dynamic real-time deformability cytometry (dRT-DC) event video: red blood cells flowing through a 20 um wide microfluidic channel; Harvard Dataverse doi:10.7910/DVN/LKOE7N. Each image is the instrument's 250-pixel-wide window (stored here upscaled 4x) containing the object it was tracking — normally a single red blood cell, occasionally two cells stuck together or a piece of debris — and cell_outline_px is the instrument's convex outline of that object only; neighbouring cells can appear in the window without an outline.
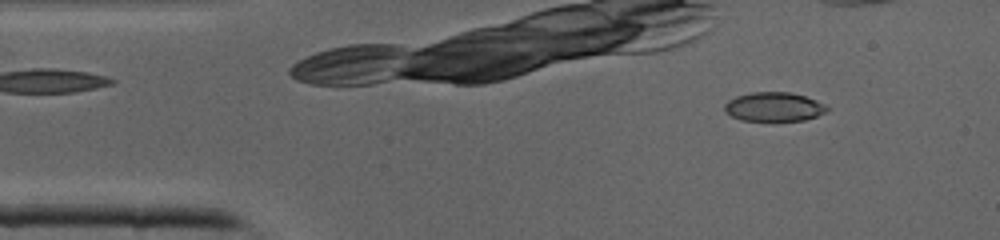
{"species": "common noctule bat (a hibernating species)", "species_latin": "Nyctalus noctula", "temperature_condition": "cold", "stored_images_in_passage": 29, "camera_frame_rate_fps": 3000, "um_per_image_px": 0.085, "animal": {"sex": "male", "body_mass_g": 19.0, "forearm_length_mm": 50.8}, "frame": {"image": 1, "passage_image": 1, "time_ms": 0.0, "image_size_px": [1000, 240], "cell_outline_px": [[828, 112], [804, 120], [772, 124], [740, 120], [724, 112], [724, 104], [728, 100], [736, 96], [752, 92], [788, 92], [804, 96], [824, 104], [828, 108]], "centroid_in_image_um": [65.74, 9.14], "position_along_channel_um": 19.3, "area_um2": 18.15}}
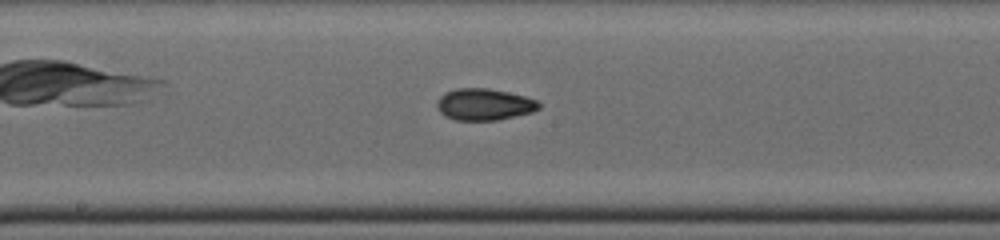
{"frame": {"image": 2, "passage_image": 17, "time_ms": 5.333, "image_size_px": [1000, 240], "cell_outline_px": [[540, 108], [532, 112], [496, 120], [456, 120], [444, 116], [436, 108], [436, 100], [444, 92], [456, 88], [488, 88], [508, 92], [524, 96], [536, 100], [540, 104]], "centroid_in_image_um": [41.11, 8.87], "position_along_channel_um": 207.1, "area_um2": 18.9}}
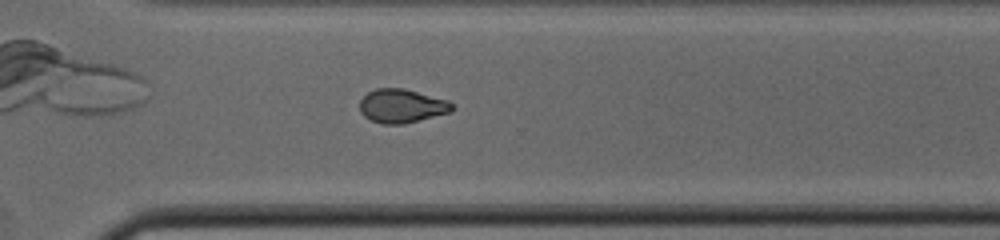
{"frame": {"image": 3, "passage_image": 25, "time_ms": 8.0, "image_size_px": [1000, 240], "cell_outline_px": [[456, 108], [452, 112], [404, 124], [384, 124], [372, 120], [364, 116], [360, 112], [360, 100], [368, 92], [376, 88], [404, 88], [448, 100], [456, 104]], "centroid_in_image_um": [34.2, 9.0], "position_along_channel_um": 336.4, "area_um2": 18.38}}